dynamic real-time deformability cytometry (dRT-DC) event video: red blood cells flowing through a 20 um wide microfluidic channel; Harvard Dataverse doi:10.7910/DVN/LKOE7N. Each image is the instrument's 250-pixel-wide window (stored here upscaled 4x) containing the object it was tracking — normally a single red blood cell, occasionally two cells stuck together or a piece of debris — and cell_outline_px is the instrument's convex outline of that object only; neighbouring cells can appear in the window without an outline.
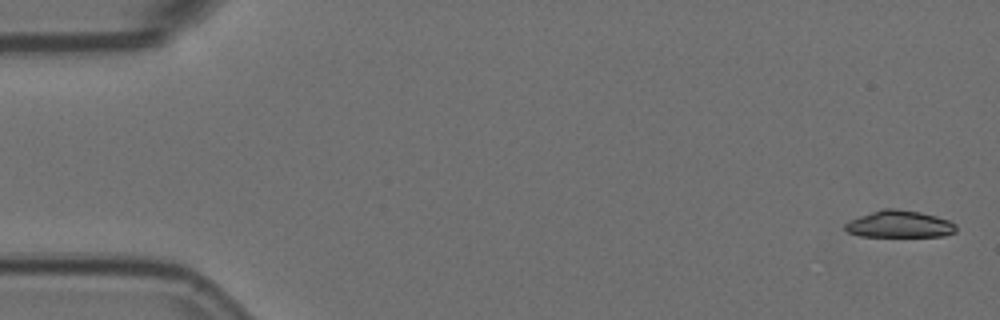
{"species": "Egyptian fruit bat (a non-hibernating species)", "species_latin": "Rousettus aegyptiacus", "temperature_condition": "room temperature", "stored_images_in_passage": 2, "camera_frame_rate_fps": 3000, "um_per_image_px": 0.085, "animal": {"sex": "female"}, "frame": {"image": 1, "passage_image": 2, "time_ms": 0.333, "image_size_px": [1000, 320], "cell_outline_px": [[956, 232], [944, 236], [860, 236], [848, 232], [844, 228], [844, 224], [860, 216], [880, 208], [896, 208], [920, 212], [936, 216], [948, 220], [956, 224]], "centroid_in_image_um": [76.46, 19.05], "position_along_channel_um": 8.5, "area_um2": 17.46}}